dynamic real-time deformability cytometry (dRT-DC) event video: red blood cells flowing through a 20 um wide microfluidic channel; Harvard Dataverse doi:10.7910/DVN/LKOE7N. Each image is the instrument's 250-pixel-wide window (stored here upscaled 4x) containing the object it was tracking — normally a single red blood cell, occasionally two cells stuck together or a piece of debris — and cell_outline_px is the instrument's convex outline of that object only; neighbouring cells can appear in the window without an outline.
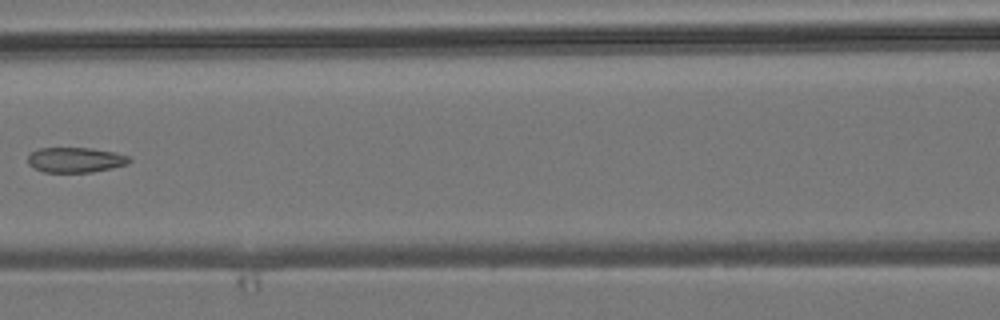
{"species": "common noctule bat (a hibernating species)", "species_latin": "Nyctalus noctula", "temperature_condition": "room temperature", "stored_images_in_passage": 8, "camera_frame_rate_fps": 3000, "um_per_image_px": 0.085, "animal": {"sex": "male", "body_mass_g": 19.2, "forearm_length_mm": 51.8}, "frame": {"image": 1, "passage_image": 7, "time_ms": 7.0, "image_size_px": [1000, 320], "cell_outline_px": [[132, 160], [128, 164], [112, 168], [92, 172], [44, 172], [32, 168], [28, 164], [28, 156], [32, 152], [40, 148], [92, 148], [116, 152], [128, 156]], "centroid_in_image_um": [6.42, 13.59], "position_along_channel_um": 160.2, "area_um2": 14.97}}
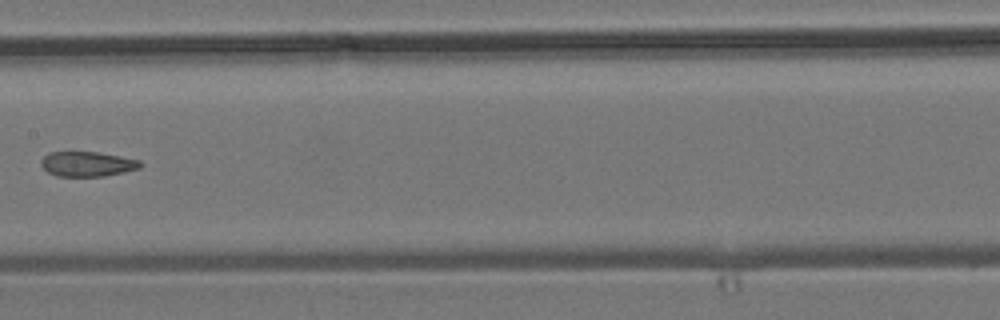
{"frame": {"image": 2, "passage_image": 8, "time_ms": 8.0, "image_size_px": [1000, 320], "cell_outline_px": [[144, 164], [140, 168], [124, 172], [104, 176], [56, 176], [48, 172], [40, 164], [40, 160], [48, 152], [96, 152], [120, 156], [140, 160]], "centroid_in_image_um": [7.43, 13.94], "position_along_channel_um": 200.0, "area_um2": 14.45}}